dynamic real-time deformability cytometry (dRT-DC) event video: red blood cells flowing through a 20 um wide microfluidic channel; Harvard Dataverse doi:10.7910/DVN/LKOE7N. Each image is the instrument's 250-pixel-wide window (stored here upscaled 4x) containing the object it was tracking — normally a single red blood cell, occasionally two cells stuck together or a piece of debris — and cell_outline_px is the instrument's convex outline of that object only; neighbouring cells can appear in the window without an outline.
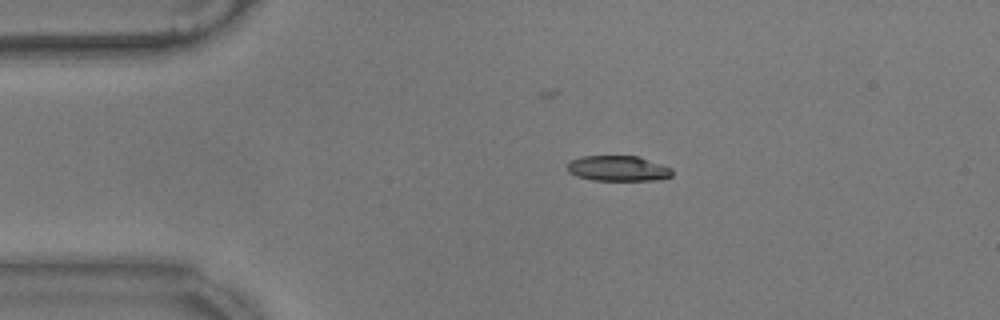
{"species": "common noctule bat (a hibernating species)", "species_latin": "Nyctalus noctula", "temperature_condition": "warm", "stored_images_in_passage": 48, "camera_frame_rate_fps": 3000, "um_per_image_px": 0.085, "animal": {"sex": "male", "body_mass_g": 17.9}, "frame": {"image": 1, "passage_image": 1, "time_ms": 0.0, "image_size_px": [1000, 320], "cell_outline_px": [[672, 176], [660, 180], [592, 180], [576, 176], [568, 172], [568, 164], [572, 160], [584, 156], [640, 156], [672, 168]], "centroid_in_image_um": [52.57, 14.32], "position_along_channel_um": 32.4, "area_um2": 15.55}}
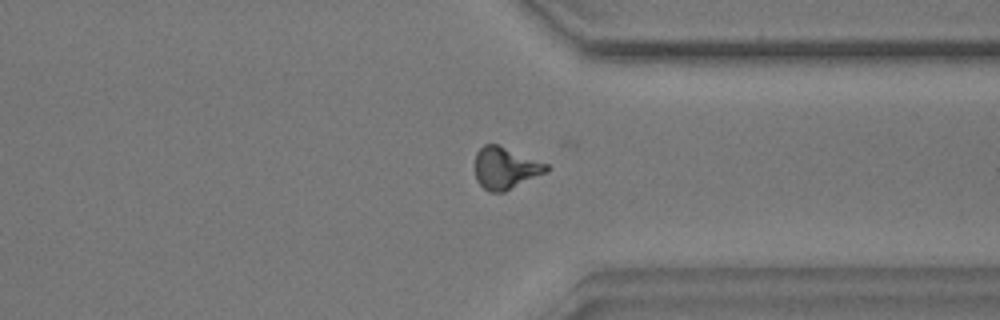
{"frame": {"image": 2, "passage_image": 33, "time_ms": 10.667, "image_size_px": [1000, 320], "cell_outline_px": [[548, 172], [504, 192], [488, 192], [476, 180], [476, 152], [484, 144], [496, 144], [548, 164]], "centroid_in_image_um": [42.96, 14.3], "position_along_channel_um": 368.4, "area_um2": 17.28}}
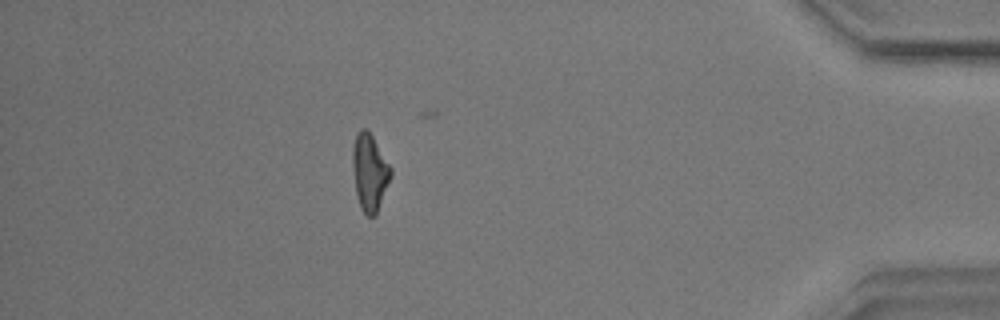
{"frame": {"image": 3, "passage_image": 40, "time_ms": 13.0, "image_size_px": [1000, 320], "cell_outline_px": [[392, 176], [376, 216], [368, 216], [360, 208], [356, 196], [352, 168], [352, 148], [356, 136], [360, 128], [364, 128], [372, 136], [392, 168]], "centroid_in_image_um": [31.42, 14.68], "position_along_channel_um": 403.8, "area_um2": 17.28}, "authors_computed_cell_mechanics": {"area_um2": 16.7042, "velocity_mm_per_s": 3.5316, "shape_relaxation_time_tau1_ms": null, "shape_relaxation_time_tau2_ms": 2.1649, "deformation_change_tau1": null, "deformation_change_tau2": 0.0985}}